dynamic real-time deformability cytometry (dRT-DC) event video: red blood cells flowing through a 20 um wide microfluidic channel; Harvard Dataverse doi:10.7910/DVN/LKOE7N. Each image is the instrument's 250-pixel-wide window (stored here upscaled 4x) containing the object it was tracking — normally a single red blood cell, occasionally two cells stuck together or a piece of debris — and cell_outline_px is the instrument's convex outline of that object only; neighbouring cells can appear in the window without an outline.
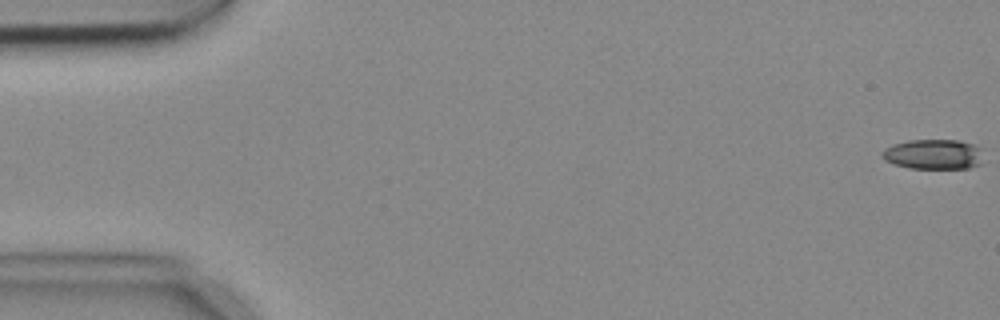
{"species": "common noctule bat (a hibernating species)", "species_latin": "Nyctalus noctula", "temperature_condition": "cold", "stored_images_in_passage": 7, "camera_frame_rate_fps": 3000, "um_per_image_px": 0.085, "animal": {"sex": "female", "body_mass_g": 18.4}, "frame": {"image": 1, "passage_image": 1, "time_ms": 0.0, "image_size_px": [1000, 320], "cell_outline_px": [[980, 164], [968, 168], [908, 168], [892, 164], [884, 160], [880, 156], [880, 152], [884, 148], [892, 144], [908, 140], [956, 140], [976, 144], [980, 148]], "centroid_in_image_um": [79.26, 13.11], "position_along_channel_um": 5.7, "area_um2": 17.86}}
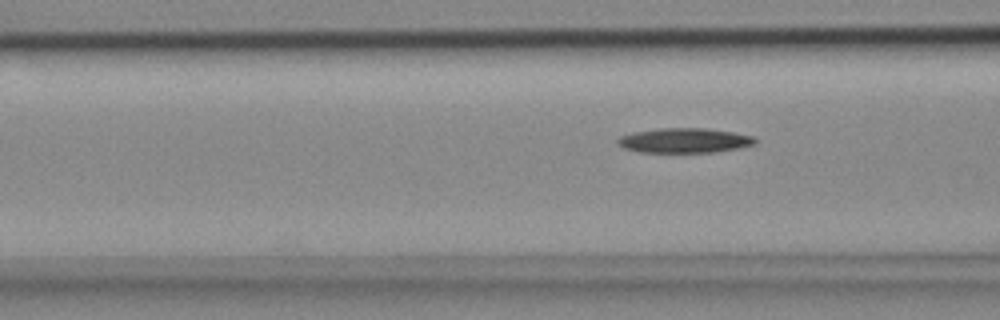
{"frame": {"image": 2, "passage_image": 7, "time_ms": 2.0, "image_size_px": [1000, 320], "cell_outline_px": [[756, 144], [716, 152], [640, 152], [624, 148], [616, 144], [616, 140], [620, 136], [632, 132], [656, 128], [704, 128], [732, 132], [752, 136], [756, 140]], "centroid_in_image_um": [58.11, 11.93], "position_along_channel_um": 108.5, "area_um2": 19.83}}